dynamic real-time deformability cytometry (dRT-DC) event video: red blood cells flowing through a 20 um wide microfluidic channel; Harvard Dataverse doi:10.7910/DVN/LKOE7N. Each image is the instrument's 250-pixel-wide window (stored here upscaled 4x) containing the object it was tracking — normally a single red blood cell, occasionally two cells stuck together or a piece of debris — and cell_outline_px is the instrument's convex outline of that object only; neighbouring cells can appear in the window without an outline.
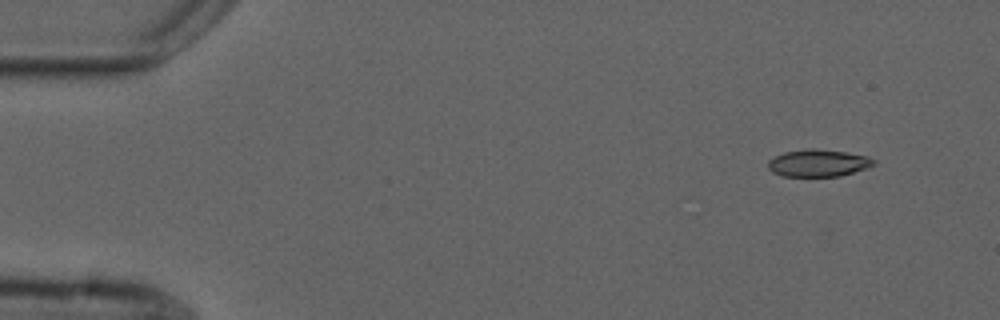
{"species": "common noctule bat (a hibernating species)", "species_latin": "Nyctalus noctula", "temperature_condition": "cold", "stored_images_in_passage": 4, "camera_frame_rate_fps": 3000, "um_per_image_px": 0.085, "animal": {"sex": "male", "forearm_length_mm": 52.5}, "frame": {"image": 1, "passage_image": 1, "time_ms": 0.0, "image_size_px": [1000, 320], "cell_outline_px": [[876, 164], [840, 176], [784, 176], [772, 172], [768, 168], [768, 160], [784, 152], [808, 148], [816, 148], [848, 152], [868, 156], [876, 160]], "centroid_in_image_um": [69.55, 13.84], "position_along_channel_um": 15.4, "area_um2": 16.76}}
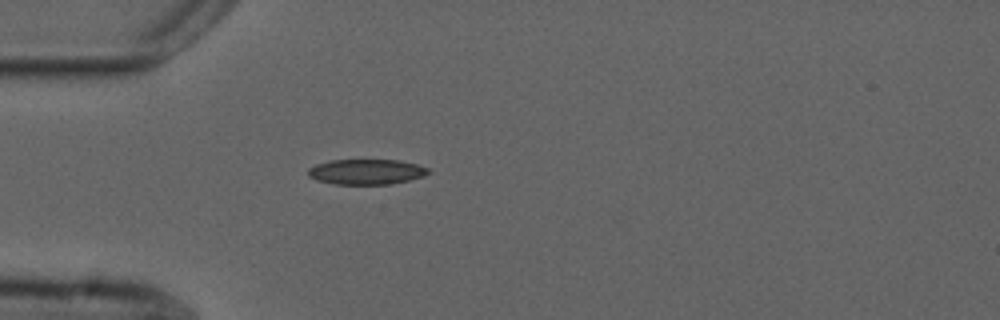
{"frame": {"image": 2, "passage_image": 4, "time_ms": 3.667, "image_size_px": [1000, 320], "cell_outline_px": [[432, 172], [424, 176], [392, 184], [336, 184], [316, 180], [308, 176], [308, 168], [316, 164], [332, 160], [400, 160], [416, 164], [428, 168]], "centroid_in_image_um": [31.15, 14.6], "position_along_channel_um": 53.8, "area_um2": 17.74}}